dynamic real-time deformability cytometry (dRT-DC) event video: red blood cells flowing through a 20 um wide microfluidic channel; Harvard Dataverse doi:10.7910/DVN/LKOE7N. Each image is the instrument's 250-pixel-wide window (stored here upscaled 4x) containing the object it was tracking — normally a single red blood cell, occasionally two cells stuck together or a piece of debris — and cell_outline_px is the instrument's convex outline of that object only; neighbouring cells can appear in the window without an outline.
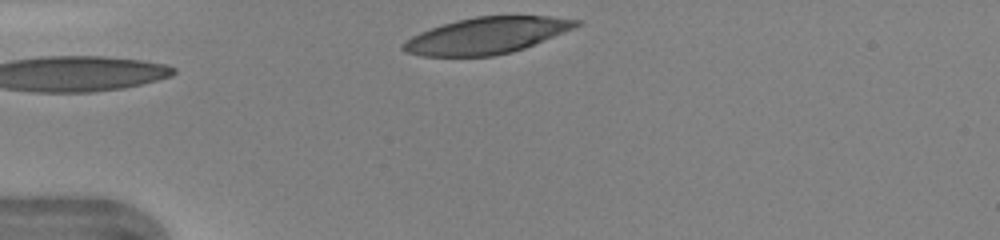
{"species": "human", "species_latin": "Homo sapiens", "temperature_condition": "warm", "stored_images_in_passage": 28, "camera_frame_rate_fps": 3000, "um_per_image_px": 0.085, "donor": {"sex": "female"}, "frame": {"image": 1, "passage_image": 1, "time_ms": 0.0, "image_size_px": [1000, 240], "cell_outline_px": [[584, 24], [576, 28], [524, 48], [512, 52], [492, 56], [420, 56], [404, 52], [400, 48], [400, 44], [412, 36], [420, 32], [456, 20], [476, 16], [548, 16], [584, 20]], "centroid_in_image_um": [41.39, 3.02], "position_along_channel_um": 43.6, "area_um2": 36.93}}
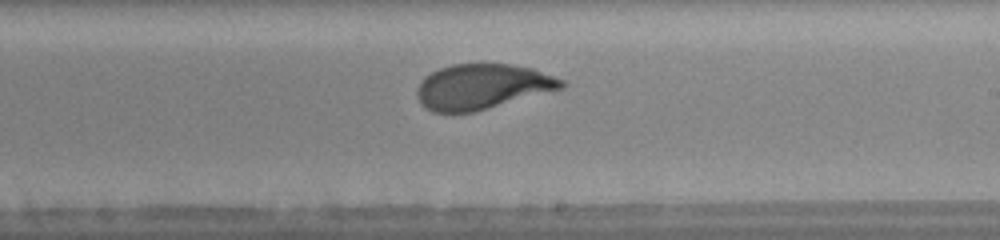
{"frame": {"image": 2, "passage_image": 17, "time_ms": 5.333, "image_size_px": [1000, 240], "cell_outline_px": [[568, 84], [564, 88], [472, 112], [432, 112], [424, 108], [420, 104], [416, 96], [416, 88], [420, 80], [424, 76], [440, 68], [452, 64], [508, 64], [532, 68], [564, 80]], "centroid_in_image_um": [40.95, 7.36], "position_along_channel_um": 248.1, "area_um2": 38.09}}
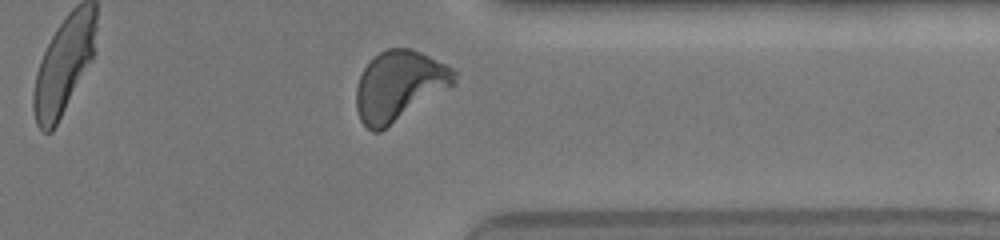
{"frame": {"image": 3, "passage_image": 26, "time_ms": 8.333, "image_size_px": [1000, 240], "cell_outline_px": [[460, 72], [456, 84], [380, 132], [372, 132], [360, 120], [356, 108], [356, 88], [360, 76], [364, 68], [380, 52], [388, 48], [412, 48]], "centroid_in_image_um": [33.96, 7.3], "position_along_channel_um": 377.4, "area_um2": 40.0}, "authors_computed_cell_mechanics": {"area_um2": 38.8705, "velocity_mm_per_s": 4.3745, "shape_relaxation_time_tau1_ms": 2.9372, "shape_relaxation_time_tau2_ms": null, "deformation_change_tau1": 0.1629, "deformation_change_tau2": null}}